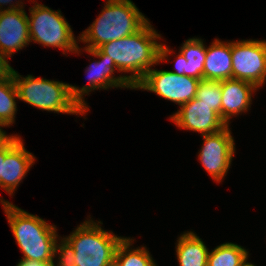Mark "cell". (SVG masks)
Segmentation results:
<instances>
[{"mask_svg":"<svg viewBox=\"0 0 266 266\" xmlns=\"http://www.w3.org/2000/svg\"><path fill=\"white\" fill-rule=\"evenodd\" d=\"M159 38L160 34L148 21L136 33L106 42L98 48L115 62L117 70L133 73L128 76V81L135 88L153 64L165 60L171 53L166 45L157 43Z\"/></svg>","mask_w":266,"mask_h":266,"instance_id":"6da1fadb","label":"cell"},{"mask_svg":"<svg viewBox=\"0 0 266 266\" xmlns=\"http://www.w3.org/2000/svg\"><path fill=\"white\" fill-rule=\"evenodd\" d=\"M1 203L16 242L24 254L21 260L54 264L58 237L56 227L8 201L1 200Z\"/></svg>","mask_w":266,"mask_h":266,"instance_id":"7a4b0ae2","label":"cell"},{"mask_svg":"<svg viewBox=\"0 0 266 266\" xmlns=\"http://www.w3.org/2000/svg\"><path fill=\"white\" fill-rule=\"evenodd\" d=\"M147 22L131 0H107L99 17L79 37L89 44L84 49H96L106 42L136 33Z\"/></svg>","mask_w":266,"mask_h":266,"instance_id":"3957f363","label":"cell"},{"mask_svg":"<svg viewBox=\"0 0 266 266\" xmlns=\"http://www.w3.org/2000/svg\"><path fill=\"white\" fill-rule=\"evenodd\" d=\"M12 77L18 91V99L36 108L77 115L86 112L71 97L69 84L34 78L32 75L24 78L15 70Z\"/></svg>","mask_w":266,"mask_h":266,"instance_id":"277c9868","label":"cell"},{"mask_svg":"<svg viewBox=\"0 0 266 266\" xmlns=\"http://www.w3.org/2000/svg\"><path fill=\"white\" fill-rule=\"evenodd\" d=\"M65 239L74 249L76 266H113L117 246L123 238L89 220Z\"/></svg>","mask_w":266,"mask_h":266,"instance_id":"5b68a950","label":"cell"},{"mask_svg":"<svg viewBox=\"0 0 266 266\" xmlns=\"http://www.w3.org/2000/svg\"><path fill=\"white\" fill-rule=\"evenodd\" d=\"M60 13L41 4L33 5L28 17L30 41L61 48L65 53L80 52L70 25Z\"/></svg>","mask_w":266,"mask_h":266,"instance_id":"8992f818","label":"cell"},{"mask_svg":"<svg viewBox=\"0 0 266 266\" xmlns=\"http://www.w3.org/2000/svg\"><path fill=\"white\" fill-rule=\"evenodd\" d=\"M232 78L249 82L257 88L266 80V41L231 42Z\"/></svg>","mask_w":266,"mask_h":266,"instance_id":"52a82bcc","label":"cell"},{"mask_svg":"<svg viewBox=\"0 0 266 266\" xmlns=\"http://www.w3.org/2000/svg\"><path fill=\"white\" fill-rule=\"evenodd\" d=\"M200 79L177 75L165 70L150 69L145 77L135 86L156 93L162 98L173 101L180 107L196 97Z\"/></svg>","mask_w":266,"mask_h":266,"instance_id":"ba28073f","label":"cell"},{"mask_svg":"<svg viewBox=\"0 0 266 266\" xmlns=\"http://www.w3.org/2000/svg\"><path fill=\"white\" fill-rule=\"evenodd\" d=\"M201 136L204 144L198 155L200 162L215 181L221 182L230 168L235 152L229 126L216 133Z\"/></svg>","mask_w":266,"mask_h":266,"instance_id":"9c48e42d","label":"cell"},{"mask_svg":"<svg viewBox=\"0 0 266 266\" xmlns=\"http://www.w3.org/2000/svg\"><path fill=\"white\" fill-rule=\"evenodd\" d=\"M84 50L101 60L90 64L87 68L89 85L83 86L81 89L76 86L70 85L71 97L78 103V105L82 109L88 111V106L83 100V95L85 93L88 94V92H91L92 89H107L109 87H126L135 89L128 81V76H120L117 78L112 76L114 69H116L117 67L115 65V62L107 54H104L99 48Z\"/></svg>","mask_w":266,"mask_h":266,"instance_id":"30bf717a","label":"cell"},{"mask_svg":"<svg viewBox=\"0 0 266 266\" xmlns=\"http://www.w3.org/2000/svg\"><path fill=\"white\" fill-rule=\"evenodd\" d=\"M0 10V52L9 56L29 44L28 16L23 5Z\"/></svg>","mask_w":266,"mask_h":266,"instance_id":"8fae6325","label":"cell"},{"mask_svg":"<svg viewBox=\"0 0 266 266\" xmlns=\"http://www.w3.org/2000/svg\"><path fill=\"white\" fill-rule=\"evenodd\" d=\"M182 129L199 132L202 135L216 133L227 125L210 106L197 98L184 103L177 113L170 117Z\"/></svg>","mask_w":266,"mask_h":266,"instance_id":"7c38bea8","label":"cell"},{"mask_svg":"<svg viewBox=\"0 0 266 266\" xmlns=\"http://www.w3.org/2000/svg\"><path fill=\"white\" fill-rule=\"evenodd\" d=\"M256 89L255 85L239 79L231 78L221 81V119L226 125H229L228 122L232 116L247 111L252 101V91Z\"/></svg>","mask_w":266,"mask_h":266,"instance_id":"4fadbf2b","label":"cell"},{"mask_svg":"<svg viewBox=\"0 0 266 266\" xmlns=\"http://www.w3.org/2000/svg\"><path fill=\"white\" fill-rule=\"evenodd\" d=\"M35 158L26 151L20 139L5 155L2 160V188L10 195L24 178Z\"/></svg>","mask_w":266,"mask_h":266,"instance_id":"5bb4252c","label":"cell"},{"mask_svg":"<svg viewBox=\"0 0 266 266\" xmlns=\"http://www.w3.org/2000/svg\"><path fill=\"white\" fill-rule=\"evenodd\" d=\"M232 78L231 42L214 40L206 49L203 79L222 81Z\"/></svg>","mask_w":266,"mask_h":266,"instance_id":"9a60e30c","label":"cell"},{"mask_svg":"<svg viewBox=\"0 0 266 266\" xmlns=\"http://www.w3.org/2000/svg\"><path fill=\"white\" fill-rule=\"evenodd\" d=\"M206 49L201 39H188L176 56L175 70L170 72L179 76L185 75L200 80L203 79Z\"/></svg>","mask_w":266,"mask_h":266,"instance_id":"2e32d148","label":"cell"},{"mask_svg":"<svg viewBox=\"0 0 266 266\" xmlns=\"http://www.w3.org/2000/svg\"><path fill=\"white\" fill-rule=\"evenodd\" d=\"M176 253L180 266H207L208 249L193 232L184 233L179 237Z\"/></svg>","mask_w":266,"mask_h":266,"instance_id":"e0dca14e","label":"cell"},{"mask_svg":"<svg viewBox=\"0 0 266 266\" xmlns=\"http://www.w3.org/2000/svg\"><path fill=\"white\" fill-rule=\"evenodd\" d=\"M248 258V252L240 245L223 243L209 252L207 266H242Z\"/></svg>","mask_w":266,"mask_h":266,"instance_id":"ac0fdd59","label":"cell"},{"mask_svg":"<svg viewBox=\"0 0 266 266\" xmlns=\"http://www.w3.org/2000/svg\"><path fill=\"white\" fill-rule=\"evenodd\" d=\"M132 240L130 238H123L119 243L113 266H156L145 247L130 249Z\"/></svg>","mask_w":266,"mask_h":266,"instance_id":"d6986e66","label":"cell"},{"mask_svg":"<svg viewBox=\"0 0 266 266\" xmlns=\"http://www.w3.org/2000/svg\"><path fill=\"white\" fill-rule=\"evenodd\" d=\"M18 91L13 77L0 81V125L13 124L16 113V100Z\"/></svg>","mask_w":266,"mask_h":266,"instance_id":"ffe728a7","label":"cell"},{"mask_svg":"<svg viewBox=\"0 0 266 266\" xmlns=\"http://www.w3.org/2000/svg\"><path fill=\"white\" fill-rule=\"evenodd\" d=\"M195 98L199 102L210 106V109L214 110L221 117V81L201 79Z\"/></svg>","mask_w":266,"mask_h":266,"instance_id":"44dd1931","label":"cell"},{"mask_svg":"<svg viewBox=\"0 0 266 266\" xmlns=\"http://www.w3.org/2000/svg\"><path fill=\"white\" fill-rule=\"evenodd\" d=\"M57 252H59L60 255L57 266H76L74 249L65 238L61 240V244H56L54 255H56ZM52 266H55V264Z\"/></svg>","mask_w":266,"mask_h":266,"instance_id":"7402d4cb","label":"cell"},{"mask_svg":"<svg viewBox=\"0 0 266 266\" xmlns=\"http://www.w3.org/2000/svg\"><path fill=\"white\" fill-rule=\"evenodd\" d=\"M16 135L12 136L0 147V187L2 188V160H5L7 152L20 140Z\"/></svg>","mask_w":266,"mask_h":266,"instance_id":"603a6c76","label":"cell"},{"mask_svg":"<svg viewBox=\"0 0 266 266\" xmlns=\"http://www.w3.org/2000/svg\"><path fill=\"white\" fill-rule=\"evenodd\" d=\"M8 57L0 52V81L12 77L14 69L8 64L6 60Z\"/></svg>","mask_w":266,"mask_h":266,"instance_id":"cb8c5ba5","label":"cell"},{"mask_svg":"<svg viewBox=\"0 0 266 266\" xmlns=\"http://www.w3.org/2000/svg\"><path fill=\"white\" fill-rule=\"evenodd\" d=\"M53 264H44L34 260H21L17 266H52Z\"/></svg>","mask_w":266,"mask_h":266,"instance_id":"d4e9b609","label":"cell"},{"mask_svg":"<svg viewBox=\"0 0 266 266\" xmlns=\"http://www.w3.org/2000/svg\"><path fill=\"white\" fill-rule=\"evenodd\" d=\"M1 127L3 126L0 125V147L11 137V135L7 136L6 133L2 131Z\"/></svg>","mask_w":266,"mask_h":266,"instance_id":"484cf974","label":"cell"},{"mask_svg":"<svg viewBox=\"0 0 266 266\" xmlns=\"http://www.w3.org/2000/svg\"><path fill=\"white\" fill-rule=\"evenodd\" d=\"M12 2V0H0V7H2V5H4V4H6L7 5V3H11ZM1 9V8H0Z\"/></svg>","mask_w":266,"mask_h":266,"instance_id":"4316f807","label":"cell"},{"mask_svg":"<svg viewBox=\"0 0 266 266\" xmlns=\"http://www.w3.org/2000/svg\"><path fill=\"white\" fill-rule=\"evenodd\" d=\"M242 266H255V265L248 263V262H245Z\"/></svg>","mask_w":266,"mask_h":266,"instance_id":"83f0119b","label":"cell"}]
</instances>
